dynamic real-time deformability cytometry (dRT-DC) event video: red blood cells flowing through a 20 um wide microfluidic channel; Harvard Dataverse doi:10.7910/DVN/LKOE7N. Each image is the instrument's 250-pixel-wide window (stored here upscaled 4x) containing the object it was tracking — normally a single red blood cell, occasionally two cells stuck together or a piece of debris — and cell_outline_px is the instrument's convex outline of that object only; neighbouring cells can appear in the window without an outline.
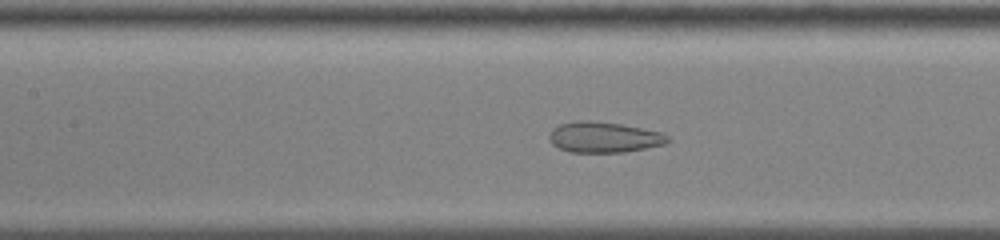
{"species": "common noctule bat (a hibernating species)", "species_latin": "Nyctalus noctula", "temperature_condition": "cold", "stored_images_in_passage": 42, "camera_frame_rate_fps": 3000, "um_per_image_px": 0.085, "animal": {"sex": "male", "body_mass_g": 13.0, "forearm_length_mm": 53.1}, "frame": {"image": 1, "passage_image": 11, "time_ms": 3.333, "image_size_px": [1000, 240], "cell_outline_px": [[672, 140], [664, 144], [624, 152], [572, 152], [560, 148], [552, 144], [548, 136], [552, 128], [560, 124], [580, 120], [588, 120], [620, 124], [660, 132], [668, 136]], "centroid_in_image_um": [51.31, 11.66], "position_along_channel_um": 156.1, "area_um2": 20.98}}
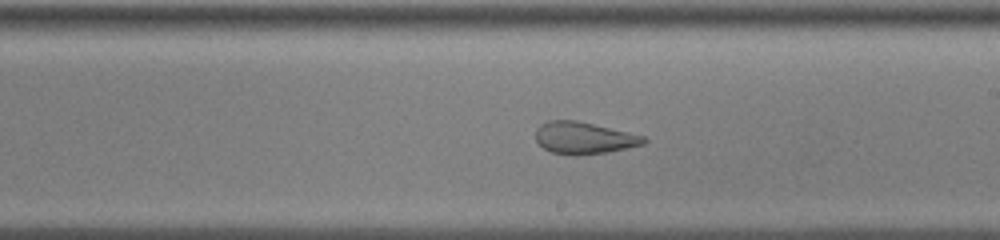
{"frame": {"image": 2, "passage_image": 18, "time_ms": 5.667, "image_size_px": [1000, 240], "cell_outline_px": [[648, 140], [644, 144], [608, 152], [576, 156], [572, 156], [552, 152], [544, 148], [536, 140], [536, 128], [540, 124], [548, 120], [576, 120], [644, 136]], "centroid_in_image_um": [49.61, 11.73], "position_along_channel_um": 239.4, "area_um2": 20.11}}
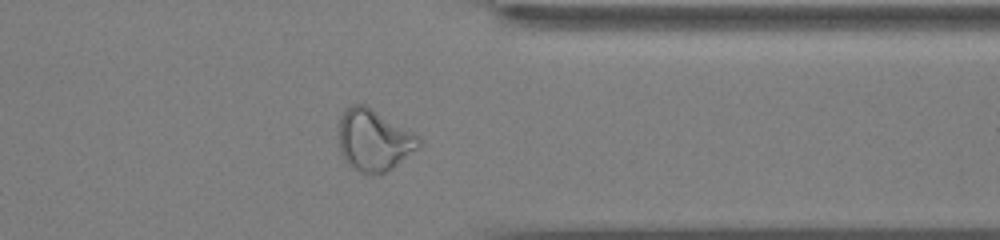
{"frame": {"image": 3, "passage_image": 30, "time_ms": 9.667, "image_size_px": [1000, 240], "cell_outline_px": [[420, 148], [388, 172], [380, 176], [364, 172], [348, 164], [344, 160], [340, 152], [340, 120], [344, 108], [352, 104], [364, 104], [420, 136]], "centroid_in_image_um": [31.81, 11.93], "position_along_channel_um": 379.6, "area_um2": 28.78}}